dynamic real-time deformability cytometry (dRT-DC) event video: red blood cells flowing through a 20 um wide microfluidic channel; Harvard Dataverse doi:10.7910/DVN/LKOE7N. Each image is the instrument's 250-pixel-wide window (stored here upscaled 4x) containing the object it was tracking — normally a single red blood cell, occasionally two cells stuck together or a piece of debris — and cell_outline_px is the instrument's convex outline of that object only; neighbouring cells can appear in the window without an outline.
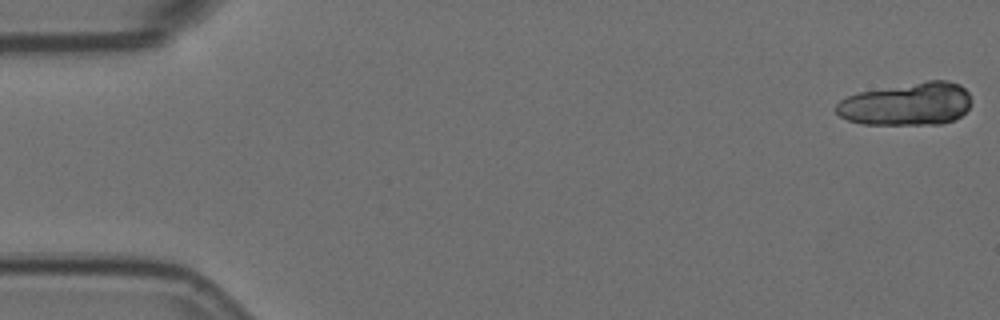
{"species": "Egyptian fruit bat (a non-hibernating species)", "species_latin": "Rousettus aegyptiacus", "temperature_condition": "room temperature", "stored_images_in_passage": 8, "camera_frame_rate_fps": 3000, "um_per_image_px": 0.085, "animal": {"sex": "female"}, "frame": {"image": 1, "passage_image": 1, "time_ms": 0.0, "image_size_px": [1000, 320], "cell_outline_px": [[972, 104], [956, 120], [940, 124], [864, 124], [848, 120], [840, 116], [836, 112], [836, 104], [840, 100], [848, 96], [860, 92], [928, 80], [948, 80], [960, 84], [968, 92], [972, 100]], "centroid_in_image_um": [77.13, 8.84], "position_along_channel_um": 7.9, "area_um2": 33.81}}
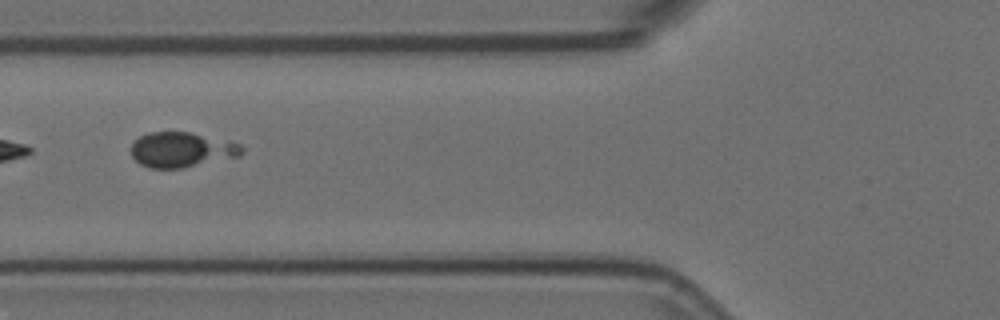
{"frame": {"image": 2, "passage_image": 7, "time_ms": 2.0, "image_size_px": [1000, 320], "cell_outline_px": [[244, 152], [240, 156], [184, 168], [152, 168], [140, 164], [132, 156], [132, 144], [140, 136], [148, 132], [192, 132], [228, 140], [240, 144], [244, 148]], "centroid_in_image_um": [15.49, 12.72], "position_along_channel_um": 110.3, "area_um2": 22.77}}
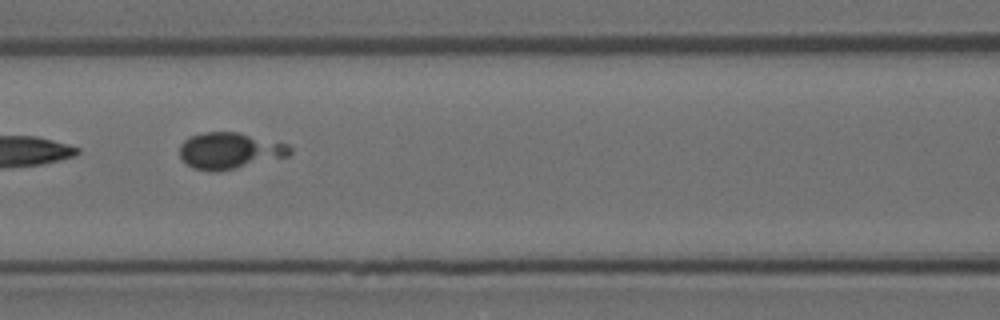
{"frame": {"image": 3, "passage_image": 8, "time_ms": 2.333, "image_size_px": [1000, 320], "cell_outline_px": [[292, 152], [288, 156], [236, 168], [216, 172], [212, 172], [192, 168], [180, 156], [180, 144], [188, 136], [204, 132], [236, 132], [288, 144], [292, 148]], "centroid_in_image_um": [19.5, 12.81], "position_along_channel_um": 147.1, "area_um2": 23.29}}